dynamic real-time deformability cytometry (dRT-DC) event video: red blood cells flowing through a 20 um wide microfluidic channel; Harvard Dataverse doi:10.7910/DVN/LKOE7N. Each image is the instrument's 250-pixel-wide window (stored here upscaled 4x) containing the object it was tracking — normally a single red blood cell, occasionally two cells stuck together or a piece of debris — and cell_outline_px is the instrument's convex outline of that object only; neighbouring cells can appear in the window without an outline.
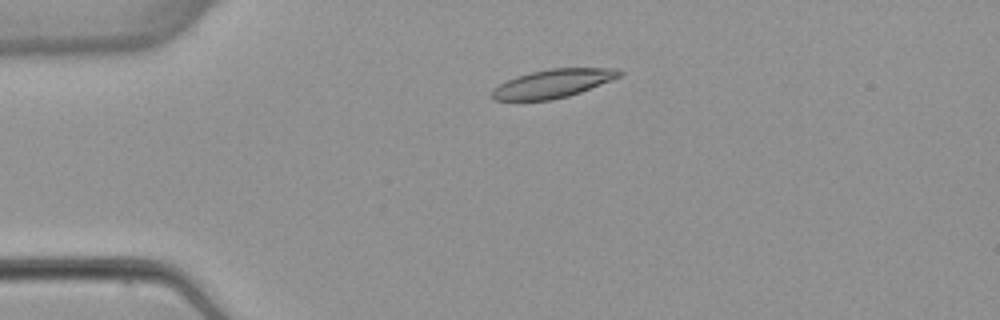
{"species": "common noctule bat (a hibernating species)", "species_latin": "Nyctalus noctula", "temperature_condition": "warm", "stored_images_in_passage": 5, "segment_of_instrument_passage": [1, 2], "camera_frame_rate_fps": 3000, "um_per_image_px": 0.085, "animal": {"sex": "female", "body_mass_g": 22.7, "forearm_length_mm": 54.2}, "frame": {"image": 1, "passage_image": 3, "time_ms": 2.667, "image_size_px": [1000, 320], "cell_outline_px": [[624, 72], [620, 76], [612, 80], [580, 92], [568, 96], [552, 100], [492, 100], [488, 96], [492, 88], [516, 76], [548, 68], [616, 68]], "centroid_in_image_um": [46.96, 7.1], "position_along_channel_um": 38.0, "area_um2": 21.21}}